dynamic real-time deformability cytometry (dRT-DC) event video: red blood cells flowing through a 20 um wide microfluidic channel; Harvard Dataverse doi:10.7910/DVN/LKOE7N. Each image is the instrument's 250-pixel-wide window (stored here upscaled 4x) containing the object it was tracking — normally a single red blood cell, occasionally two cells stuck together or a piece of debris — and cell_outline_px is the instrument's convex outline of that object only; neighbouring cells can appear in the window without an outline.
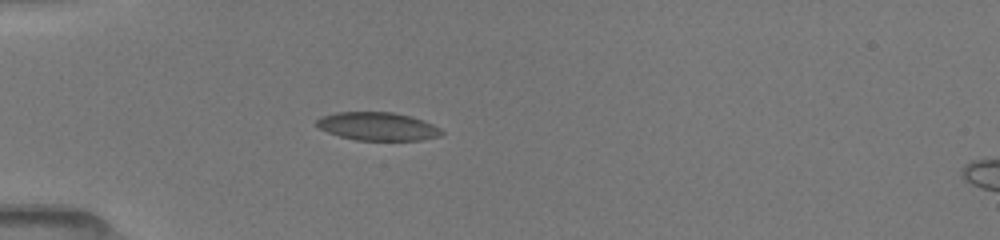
{"species": "common noctule bat (a hibernating species)", "species_latin": "Nyctalus noctula", "temperature_condition": "room temperature", "stored_images_in_passage": 31, "camera_frame_rate_fps": 3000, "um_per_image_px": 0.085, "animal": {"sex": "female", "body_mass_g": 19.5, "forearm_length_mm": 54.1}, "frame": {"image": 1, "passage_image": 1, "time_ms": 0.0, "image_size_px": [1000, 240], "cell_outline_px": [[444, 132], [440, 136], [420, 140], [356, 140], [340, 136], [328, 132], [320, 128], [316, 124], [316, 120], [320, 116], [336, 112], [392, 112], [424, 120], [440, 128]], "centroid_in_image_um": [32.1, 10.74], "position_along_channel_um": 52.9, "area_um2": 20.46}}
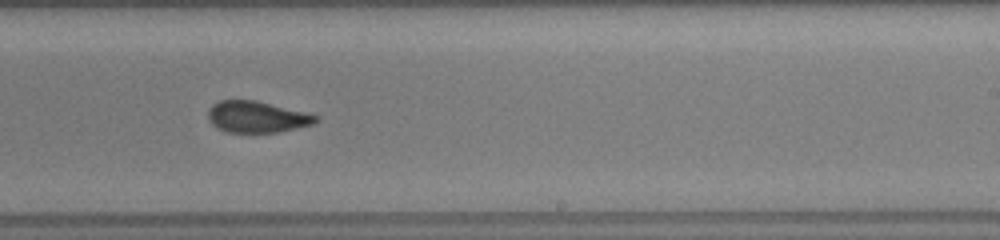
{"frame": {"image": 2, "passage_image": 18, "time_ms": 5.667, "image_size_px": [1000, 240], "cell_outline_px": [[320, 120], [312, 124], [276, 132], [228, 132], [216, 128], [208, 120], [208, 108], [212, 104], [220, 100], [256, 100], [308, 112], [320, 116]], "centroid_in_image_um": [21.83, 9.92], "position_along_channel_um": 267.2, "area_um2": 19.88}}
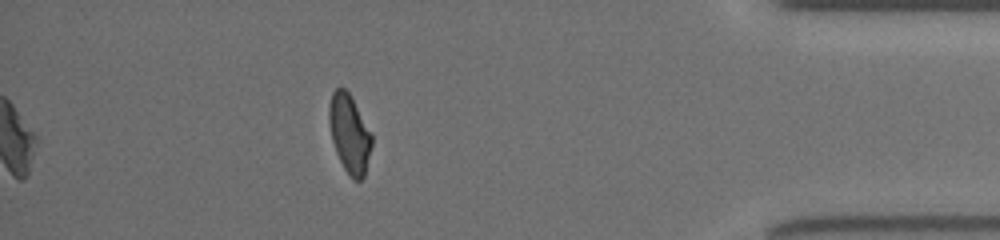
{"frame": {"image": 3, "passage_image": 31, "time_ms": 10.0, "image_size_px": [1000, 240], "cell_outline_px": [[372, 144], [364, 176], [360, 180], [352, 180], [344, 168], [336, 152], [332, 140], [328, 120], [328, 108], [332, 92], [336, 88], [344, 88], [352, 96], [372, 132]], "centroid_in_image_um": [29.71, 11.33], "position_along_channel_um": 405.5, "area_um2": 19.71}, "authors_computed_cell_mechanics": {"area_um2": 20.4034, "velocity_mm_per_s": 4.0656, "shape_relaxation_time_tau1_ms": 8.7424, "shape_relaxation_time_tau2_ms": 1.9393, "deformation_change_tau1": 0.1924, "deformation_change_tau2": 0.0569}}